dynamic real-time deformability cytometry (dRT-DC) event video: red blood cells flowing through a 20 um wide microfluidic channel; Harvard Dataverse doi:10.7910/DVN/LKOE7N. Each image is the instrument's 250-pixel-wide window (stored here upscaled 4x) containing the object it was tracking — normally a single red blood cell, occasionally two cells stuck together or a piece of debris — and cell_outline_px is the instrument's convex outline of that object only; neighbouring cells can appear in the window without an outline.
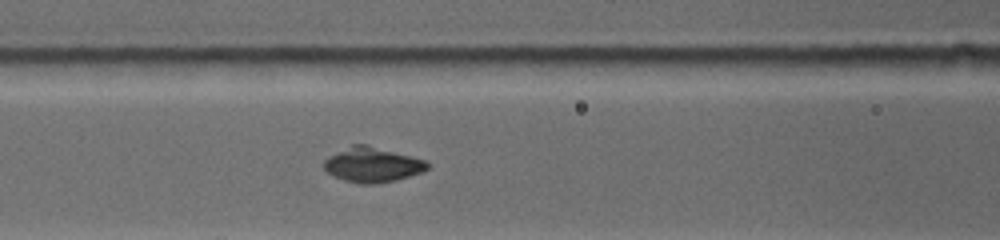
{"species": "common noctule bat (a hibernating species)", "species_latin": "Nyctalus noctula", "temperature_condition": "warm", "stored_images_in_passage": 11, "camera_frame_rate_fps": 4500, "um_per_image_px": 0.085, "animal": {"sex": "female", "body_mass_g": 19.0, "forearm_length_mm": 53.3}, "frame": {"image": 1, "passage_image": 11, "time_ms": 4.889, "image_size_px": [1000, 240], "cell_outline_px": [[428, 168], [420, 172], [396, 180], [376, 184], [360, 184], [344, 180], [332, 176], [324, 168], [324, 160], [328, 156], [352, 144], [368, 144], [428, 160]], "centroid_in_image_um": [31.64, 13.99], "position_along_channel_um": 135.0, "area_um2": 21.21}}